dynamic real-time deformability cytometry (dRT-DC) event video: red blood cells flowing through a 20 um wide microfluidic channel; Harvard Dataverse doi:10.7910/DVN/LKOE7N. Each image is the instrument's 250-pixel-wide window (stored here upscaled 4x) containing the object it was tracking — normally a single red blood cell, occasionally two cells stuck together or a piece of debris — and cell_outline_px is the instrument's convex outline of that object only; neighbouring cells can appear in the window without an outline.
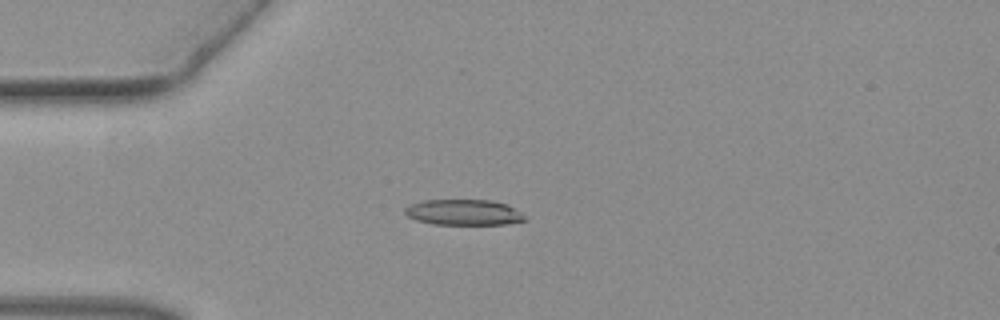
{"species": "common noctule bat (a hibernating species)", "species_latin": "Nyctalus noctula", "temperature_condition": "warm", "stored_images_in_passage": 37, "camera_frame_rate_fps": 3000, "um_per_image_px": 0.085, "animal": {"sex": "female", "body_mass_g": 19.3, "forearm_length_mm": 54.1}, "frame": {"image": 1, "passage_image": 1, "time_ms": 0.0, "image_size_px": [1000, 320], "cell_outline_px": [[528, 220], [508, 224], [432, 224], [416, 220], [408, 216], [404, 212], [404, 208], [408, 204], [424, 200], [488, 200], [508, 204], [528, 216]], "centroid_in_image_um": [39.45, 18.05], "position_along_channel_um": 45.6, "area_um2": 18.21}}
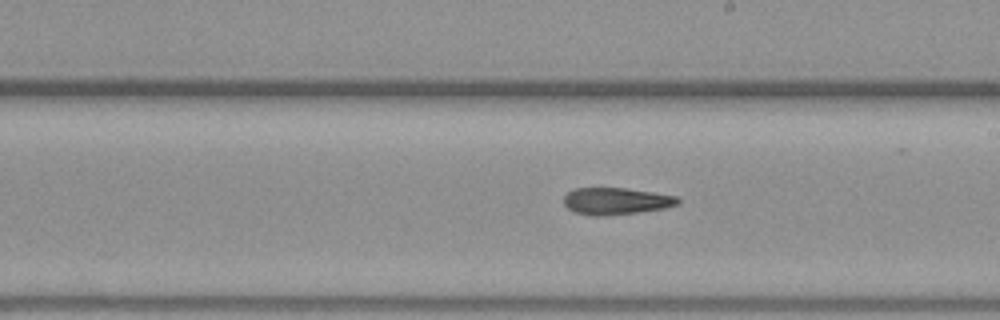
{"frame": {"image": 2, "passage_image": 16, "time_ms": 5.0, "image_size_px": [1000, 320], "cell_outline_px": [[680, 200], [676, 204], [664, 208], [608, 216], [592, 216], [572, 212], [564, 204], [564, 196], [568, 192], [576, 188], [624, 188], [652, 192], [676, 196]], "centroid_in_image_um": [52.3, 17.1], "position_along_channel_um": 236.7, "area_um2": 17.8}}
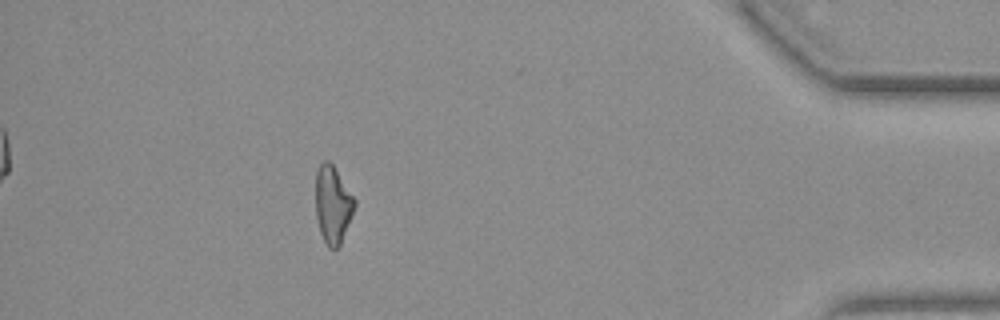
{"frame": {"image": 3, "passage_image": 32, "time_ms": 10.333, "image_size_px": [1000, 320], "cell_outline_px": [[356, 204], [352, 216], [340, 244], [336, 248], [328, 248], [320, 232], [316, 216], [316, 168], [324, 160], [328, 160], [332, 164], [356, 200]], "centroid_in_image_um": [28.28, 17.38], "position_along_channel_um": 406.9, "area_um2": 17.46}}